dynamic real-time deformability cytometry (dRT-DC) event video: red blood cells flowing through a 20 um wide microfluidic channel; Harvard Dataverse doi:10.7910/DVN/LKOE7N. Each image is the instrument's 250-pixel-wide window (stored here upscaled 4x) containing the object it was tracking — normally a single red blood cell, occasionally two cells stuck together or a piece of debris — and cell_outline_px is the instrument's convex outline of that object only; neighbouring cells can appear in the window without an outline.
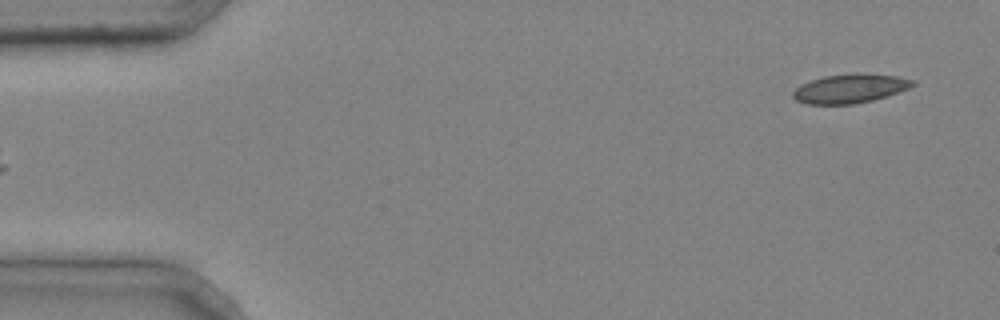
{"species": "common noctule bat (a hibernating species)", "species_latin": "Nyctalus noctula", "temperature_condition": "cold", "stored_images_in_passage": 4, "camera_frame_rate_fps": 3000, "um_per_image_px": 0.085, "animal": {"sex": "male", "body_mass_g": 20.4}, "frame": {"image": 1, "passage_image": 4, "time_ms": 1.0, "image_size_px": [1000, 320], "cell_outline_px": [[916, 84], [908, 88], [872, 100], [852, 104], [804, 104], [796, 100], [792, 96], [792, 92], [800, 84], [824, 76], [852, 72], [860, 72], [896, 76], [916, 80]], "centroid_in_image_um": [72.22, 7.5], "position_along_channel_um": 12.8, "area_um2": 20.35}}